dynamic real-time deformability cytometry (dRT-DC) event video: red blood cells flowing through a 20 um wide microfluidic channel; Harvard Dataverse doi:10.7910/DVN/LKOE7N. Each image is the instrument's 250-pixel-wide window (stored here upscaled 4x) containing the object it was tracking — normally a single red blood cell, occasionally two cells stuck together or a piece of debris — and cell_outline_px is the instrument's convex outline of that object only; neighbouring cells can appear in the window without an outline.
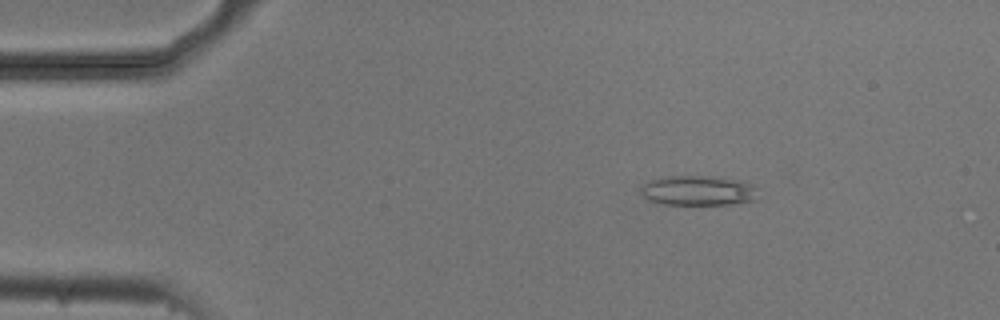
{"species": "common noctule bat (a hibernating species)", "species_latin": "Nyctalus noctula", "temperature_condition": "cold", "stored_images_in_passage": 36, "camera_frame_rate_fps": 3000, "um_per_image_px": 0.085, "animal": {"sex": "male", "body_mass_g": 20.5, "forearm_length_mm": 52.5}, "frame": {"image": 1, "passage_image": 6, "time_ms": 1.667, "image_size_px": [1000, 320], "cell_outline_px": [[760, 200], [728, 204], [664, 204], [652, 200], [644, 196], [644, 184], [652, 180], [664, 176], [720, 176], [740, 180], [752, 184]], "centroid_in_image_um": [59.46, 16.19], "position_along_channel_um": 25.5, "area_um2": 20.23}}
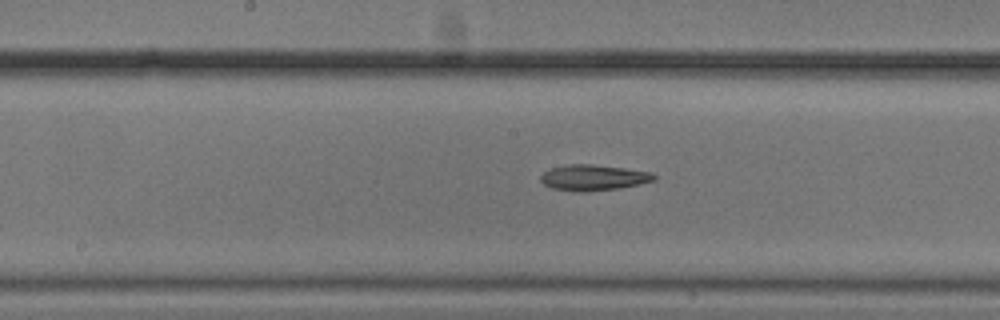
{"frame": {"image": 2, "passage_image": 25, "time_ms": 8.0, "image_size_px": [1000, 320], "cell_outline_px": [[656, 180], [640, 184], [620, 188], [588, 192], [576, 192], [552, 188], [544, 184], [540, 180], [540, 176], [544, 172], [552, 168], [568, 164], [592, 164], [624, 168], [652, 172], [656, 176]], "centroid_in_image_um": [50.45, 15.1], "position_along_channel_um": 197.7, "area_um2": 17.17}}
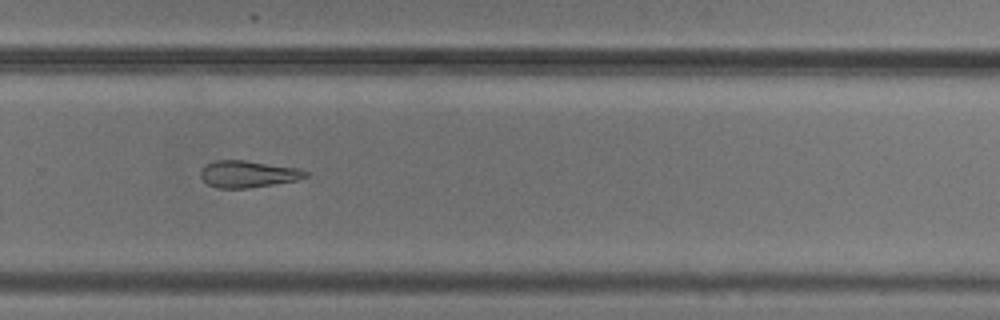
{"frame": {"image": 3, "passage_image": 34, "time_ms": 11.0, "image_size_px": [1000, 320], "cell_outline_px": [[308, 176], [296, 180], [248, 188], [216, 188], [208, 184], [200, 176], [200, 168], [216, 160], [244, 160], [300, 168], [308, 172]], "centroid_in_image_um": [21.07, 14.79], "position_along_channel_um": 308.7, "area_um2": 16.36}}